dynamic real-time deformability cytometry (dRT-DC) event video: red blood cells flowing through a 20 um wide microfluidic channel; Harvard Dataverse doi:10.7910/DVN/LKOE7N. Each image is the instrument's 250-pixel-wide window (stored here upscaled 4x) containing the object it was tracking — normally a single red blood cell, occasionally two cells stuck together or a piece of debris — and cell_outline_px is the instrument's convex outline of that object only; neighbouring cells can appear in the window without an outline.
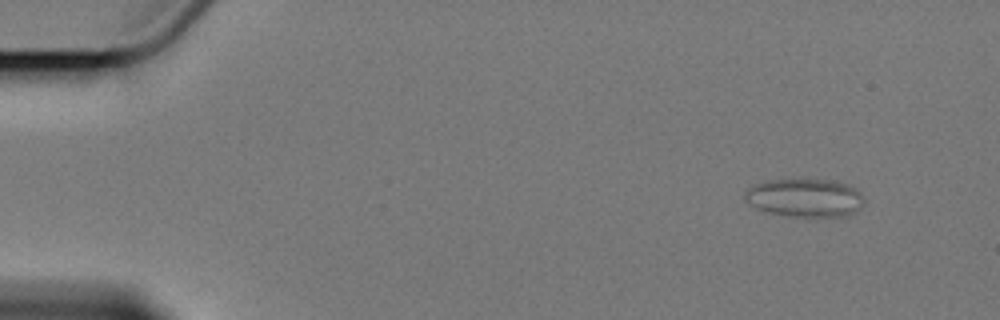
{"species": "Egyptian fruit bat (a non-hibernating species)", "species_latin": "Rousettus aegyptiacus", "temperature_condition": "cold", "stored_images_in_passage": 6, "camera_frame_rate_fps": 3000, "um_per_image_px": 0.085, "animal": {"sex": "female"}, "frame": {"image": 1, "passage_image": 2, "time_ms": 1.333, "image_size_px": [1000, 320], "cell_outline_px": [[864, 204], [856, 212], [848, 216], [816, 220], [808, 220], [768, 212], [756, 208], [748, 204], [744, 200], [744, 192], [752, 184], [768, 180], [836, 180], [848, 184], [860, 192], [864, 200]], "centroid_in_image_um": [68.44, 16.87], "position_along_channel_um": 16.6, "area_um2": 27.8}}